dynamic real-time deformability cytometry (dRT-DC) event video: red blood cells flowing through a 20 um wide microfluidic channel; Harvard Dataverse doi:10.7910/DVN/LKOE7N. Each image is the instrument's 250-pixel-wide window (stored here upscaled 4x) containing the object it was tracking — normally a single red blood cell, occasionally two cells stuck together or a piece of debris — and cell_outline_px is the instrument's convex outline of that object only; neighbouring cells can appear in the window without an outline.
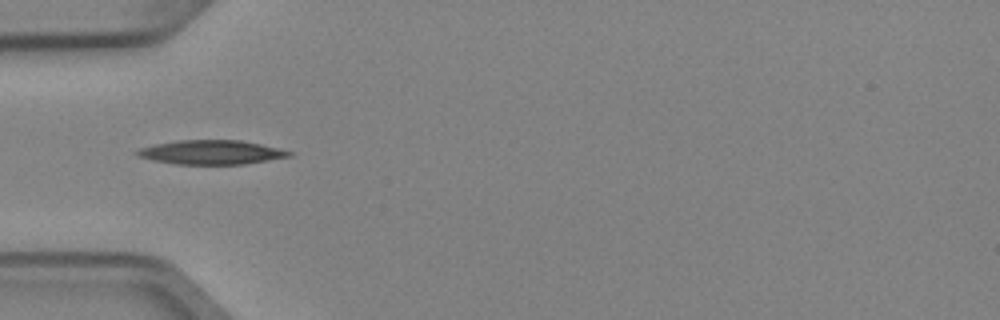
{"species": "Egyptian fruit bat (a non-hibernating species)", "species_latin": "Rousettus aegyptiacus", "temperature_condition": "cold", "stored_images_in_passage": 6, "camera_frame_rate_fps": 3000, "um_per_image_px": 0.085, "animal": {"sex": "female"}, "frame": {"image": 1, "passage_image": 5, "time_ms": 1.333, "image_size_px": [1000, 320], "cell_outline_px": [[292, 156], [244, 164], [176, 164], [156, 160], [140, 156], [136, 152], [140, 148], [156, 144], [176, 140], [240, 140], [280, 148], [292, 152]], "centroid_in_image_um": [18.02, 12.94], "position_along_channel_um": 67.0, "area_um2": 21.1}}
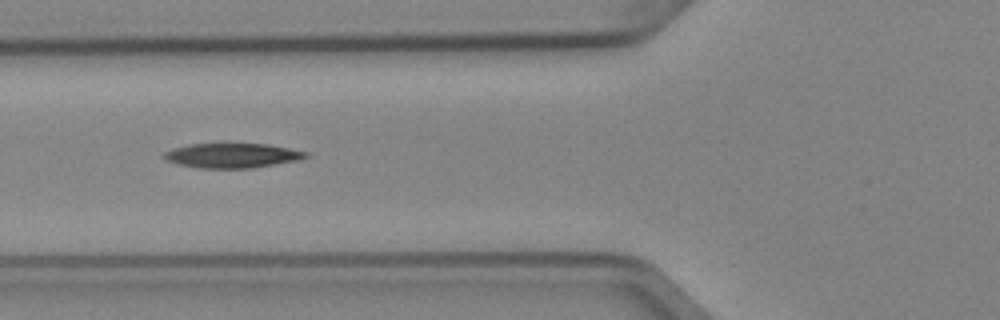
{"frame": {"image": 2, "passage_image": 6, "time_ms": 1.667, "image_size_px": [1000, 320], "cell_outline_px": [[308, 156], [300, 160], [252, 168], [196, 168], [180, 164], [168, 160], [160, 156], [164, 152], [176, 148], [192, 144], [268, 144], [308, 152]], "centroid_in_image_um": [19.76, 13.23], "position_along_channel_um": 106.0, "area_um2": 20.17}}